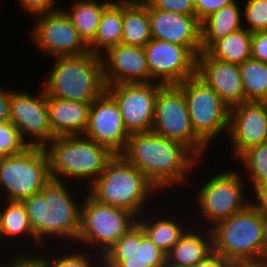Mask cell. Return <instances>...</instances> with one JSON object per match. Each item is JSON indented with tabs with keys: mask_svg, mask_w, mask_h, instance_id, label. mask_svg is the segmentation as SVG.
Wrapping results in <instances>:
<instances>
[{
	"mask_svg": "<svg viewBox=\"0 0 267 267\" xmlns=\"http://www.w3.org/2000/svg\"><path fill=\"white\" fill-rule=\"evenodd\" d=\"M212 252L210 229L190 225L166 254V267H193Z\"/></svg>",
	"mask_w": 267,
	"mask_h": 267,
	"instance_id": "cell-24",
	"label": "cell"
},
{
	"mask_svg": "<svg viewBox=\"0 0 267 267\" xmlns=\"http://www.w3.org/2000/svg\"><path fill=\"white\" fill-rule=\"evenodd\" d=\"M251 58L267 64V30L252 33Z\"/></svg>",
	"mask_w": 267,
	"mask_h": 267,
	"instance_id": "cell-39",
	"label": "cell"
},
{
	"mask_svg": "<svg viewBox=\"0 0 267 267\" xmlns=\"http://www.w3.org/2000/svg\"><path fill=\"white\" fill-rule=\"evenodd\" d=\"M236 0H194L195 16L202 23L208 16Z\"/></svg>",
	"mask_w": 267,
	"mask_h": 267,
	"instance_id": "cell-38",
	"label": "cell"
},
{
	"mask_svg": "<svg viewBox=\"0 0 267 267\" xmlns=\"http://www.w3.org/2000/svg\"><path fill=\"white\" fill-rule=\"evenodd\" d=\"M163 84L158 82L124 83L106 86L116 101L129 134L151 132L155 101Z\"/></svg>",
	"mask_w": 267,
	"mask_h": 267,
	"instance_id": "cell-14",
	"label": "cell"
},
{
	"mask_svg": "<svg viewBox=\"0 0 267 267\" xmlns=\"http://www.w3.org/2000/svg\"><path fill=\"white\" fill-rule=\"evenodd\" d=\"M19 252V267H50L47 258L40 252Z\"/></svg>",
	"mask_w": 267,
	"mask_h": 267,
	"instance_id": "cell-40",
	"label": "cell"
},
{
	"mask_svg": "<svg viewBox=\"0 0 267 267\" xmlns=\"http://www.w3.org/2000/svg\"><path fill=\"white\" fill-rule=\"evenodd\" d=\"M1 196H2V188H1V180H0V198L3 199V197H1ZM1 199H0V201H2Z\"/></svg>",
	"mask_w": 267,
	"mask_h": 267,
	"instance_id": "cell-46",
	"label": "cell"
},
{
	"mask_svg": "<svg viewBox=\"0 0 267 267\" xmlns=\"http://www.w3.org/2000/svg\"><path fill=\"white\" fill-rule=\"evenodd\" d=\"M25 90H11L10 121L29 147H45L56 136L49 123L47 96L42 87L36 96Z\"/></svg>",
	"mask_w": 267,
	"mask_h": 267,
	"instance_id": "cell-13",
	"label": "cell"
},
{
	"mask_svg": "<svg viewBox=\"0 0 267 267\" xmlns=\"http://www.w3.org/2000/svg\"><path fill=\"white\" fill-rule=\"evenodd\" d=\"M231 263L220 254L212 252L204 260L199 261L193 267H231Z\"/></svg>",
	"mask_w": 267,
	"mask_h": 267,
	"instance_id": "cell-43",
	"label": "cell"
},
{
	"mask_svg": "<svg viewBox=\"0 0 267 267\" xmlns=\"http://www.w3.org/2000/svg\"><path fill=\"white\" fill-rule=\"evenodd\" d=\"M151 7L159 10L195 15L194 0H145Z\"/></svg>",
	"mask_w": 267,
	"mask_h": 267,
	"instance_id": "cell-37",
	"label": "cell"
},
{
	"mask_svg": "<svg viewBox=\"0 0 267 267\" xmlns=\"http://www.w3.org/2000/svg\"><path fill=\"white\" fill-rule=\"evenodd\" d=\"M151 37L187 47L196 57L202 52L201 23L195 15L159 10L149 5Z\"/></svg>",
	"mask_w": 267,
	"mask_h": 267,
	"instance_id": "cell-19",
	"label": "cell"
},
{
	"mask_svg": "<svg viewBox=\"0 0 267 267\" xmlns=\"http://www.w3.org/2000/svg\"><path fill=\"white\" fill-rule=\"evenodd\" d=\"M252 33L245 28L216 40L205 52L212 58L240 65L251 58Z\"/></svg>",
	"mask_w": 267,
	"mask_h": 267,
	"instance_id": "cell-30",
	"label": "cell"
},
{
	"mask_svg": "<svg viewBox=\"0 0 267 267\" xmlns=\"http://www.w3.org/2000/svg\"><path fill=\"white\" fill-rule=\"evenodd\" d=\"M106 86L148 83L150 72L143 47L118 44L101 55Z\"/></svg>",
	"mask_w": 267,
	"mask_h": 267,
	"instance_id": "cell-20",
	"label": "cell"
},
{
	"mask_svg": "<svg viewBox=\"0 0 267 267\" xmlns=\"http://www.w3.org/2000/svg\"><path fill=\"white\" fill-rule=\"evenodd\" d=\"M209 229L213 251L231 264L263 261L267 250V217L251 203Z\"/></svg>",
	"mask_w": 267,
	"mask_h": 267,
	"instance_id": "cell-3",
	"label": "cell"
},
{
	"mask_svg": "<svg viewBox=\"0 0 267 267\" xmlns=\"http://www.w3.org/2000/svg\"><path fill=\"white\" fill-rule=\"evenodd\" d=\"M60 246L62 249H60ZM49 247L50 245L48 246V249L44 247L43 249L45 250H43V252L41 250L40 252L47 258L50 267H101V257L98 254L89 251L88 249L76 246L74 247V245L69 244L63 246L61 244L57 246V251L53 249L54 253L48 255L51 253L49 251L51 250ZM70 247L71 249H68ZM63 248L65 249L63 250Z\"/></svg>",
	"mask_w": 267,
	"mask_h": 267,
	"instance_id": "cell-32",
	"label": "cell"
},
{
	"mask_svg": "<svg viewBox=\"0 0 267 267\" xmlns=\"http://www.w3.org/2000/svg\"><path fill=\"white\" fill-rule=\"evenodd\" d=\"M69 185L68 182L51 179L40 193L22 201L26 207L34 235L43 247L49 243L48 241H50L49 244L56 243V245H59V242L64 243L63 245H68L69 242L70 245L76 243L84 196L80 197L77 194L76 197L73 194V192L75 193L74 188ZM78 197L81 200H78Z\"/></svg>",
	"mask_w": 267,
	"mask_h": 267,
	"instance_id": "cell-2",
	"label": "cell"
},
{
	"mask_svg": "<svg viewBox=\"0 0 267 267\" xmlns=\"http://www.w3.org/2000/svg\"><path fill=\"white\" fill-rule=\"evenodd\" d=\"M27 147L11 121L0 124V157L20 154Z\"/></svg>",
	"mask_w": 267,
	"mask_h": 267,
	"instance_id": "cell-35",
	"label": "cell"
},
{
	"mask_svg": "<svg viewBox=\"0 0 267 267\" xmlns=\"http://www.w3.org/2000/svg\"><path fill=\"white\" fill-rule=\"evenodd\" d=\"M183 91L192 128L209 147L222 133H228L230 108L197 75L177 84Z\"/></svg>",
	"mask_w": 267,
	"mask_h": 267,
	"instance_id": "cell-10",
	"label": "cell"
},
{
	"mask_svg": "<svg viewBox=\"0 0 267 267\" xmlns=\"http://www.w3.org/2000/svg\"><path fill=\"white\" fill-rule=\"evenodd\" d=\"M112 0H74L69 8L61 7L73 26L78 30L79 36L88 45L95 37L104 8Z\"/></svg>",
	"mask_w": 267,
	"mask_h": 267,
	"instance_id": "cell-29",
	"label": "cell"
},
{
	"mask_svg": "<svg viewBox=\"0 0 267 267\" xmlns=\"http://www.w3.org/2000/svg\"><path fill=\"white\" fill-rule=\"evenodd\" d=\"M263 261L267 263V250H266V254H265V256H264Z\"/></svg>",
	"mask_w": 267,
	"mask_h": 267,
	"instance_id": "cell-47",
	"label": "cell"
},
{
	"mask_svg": "<svg viewBox=\"0 0 267 267\" xmlns=\"http://www.w3.org/2000/svg\"><path fill=\"white\" fill-rule=\"evenodd\" d=\"M242 8L238 0L226 5L201 23L202 51H206L216 40L243 28Z\"/></svg>",
	"mask_w": 267,
	"mask_h": 267,
	"instance_id": "cell-27",
	"label": "cell"
},
{
	"mask_svg": "<svg viewBox=\"0 0 267 267\" xmlns=\"http://www.w3.org/2000/svg\"><path fill=\"white\" fill-rule=\"evenodd\" d=\"M86 190L97 201L130 211L137 218L150 209L148 201L152 196L156 193L160 196L145 175L120 154L108 161L101 175Z\"/></svg>",
	"mask_w": 267,
	"mask_h": 267,
	"instance_id": "cell-5",
	"label": "cell"
},
{
	"mask_svg": "<svg viewBox=\"0 0 267 267\" xmlns=\"http://www.w3.org/2000/svg\"><path fill=\"white\" fill-rule=\"evenodd\" d=\"M91 104L47 96L49 123L53 134L56 137L83 135L88 125Z\"/></svg>",
	"mask_w": 267,
	"mask_h": 267,
	"instance_id": "cell-23",
	"label": "cell"
},
{
	"mask_svg": "<svg viewBox=\"0 0 267 267\" xmlns=\"http://www.w3.org/2000/svg\"><path fill=\"white\" fill-rule=\"evenodd\" d=\"M237 160L242 163L248 173H245L244 176L242 173V177H246L245 181L249 182L246 183L247 187L251 185L252 190L249 192H253L260 184L267 182V142L248 148Z\"/></svg>",
	"mask_w": 267,
	"mask_h": 267,
	"instance_id": "cell-33",
	"label": "cell"
},
{
	"mask_svg": "<svg viewBox=\"0 0 267 267\" xmlns=\"http://www.w3.org/2000/svg\"><path fill=\"white\" fill-rule=\"evenodd\" d=\"M163 210L164 212H159V214H157V217L148 209L146 213L149 214L147 215L145 212H143L137 218V223L141 226L152 243L167 254L174 246V244L185 233V231L190 227L189 225H192V223L188 222V220L190 219H187V217H181V222L179 221L181 220V218L177 219L179 217H175V215L173 216V214L169 216L170 212L165 215L164 213L166 210L164 209V207ZM184 219L187 220V223H185L186 220Z\"/></svg>",
	"mask_w": 267,
	"mask_h": 267,
	"instance_id": "cell-25",
	"label": "cell"
},
{
	"mask_svg": "<svg viewBox=\"0 0 267 267\" xmlns=\"http://www.w3.org/2000/svg\"><path fill=\"white\" fill-rule=\"evenodd\" d=\"M120 155L139 169L160 194L167 193L170 187L180 194L176 185H185L189 173L201 161L182 143L153 132L130 134Z\"/></svg>",
	"mask_w": 267,
	"mask_h": 267,
	"instance_id": "cell-1",
	"label": "cell"
},
{
	"mask_svg": "<svg viewBox=\"0 0 267 267\" xmlns=\"http://www.w3.org/2000/svg\"><path fill=\"white\" fill-rule=\"evenodd\" d=\"M227 136L236 159L248 148L267 142V101H245L231 107Z\"/></svg>",
	"mask_w": 267,
	"mask_h": 267,
	"instance_id": "cell-17",
	"label": "cell"
},
{
	"mask_svg": "<svg viewBox=\"0 0 267 267\" xmlns=\"http://www.w3.org/2000/svg\"><path fill=\"white\" fill-rule=\"evenodd\" d=\"M118 44H122V0H112L101 14L97 33L88 49L101 56Z\"/></svg>",
	"mask_w": 267,
	"mask_h": 267,
	"instance_id": "cell-28",
	"label": "cell"
},
{
	"mask_svg": "<svg viewBox=\"0 0 267 267\" xmlns=\"http://www.w3.org/2000/svg\"><path fill=\"white\" fill-rule=\"evenodd\" d=\"M244 3V7L242 8L243 28L251 33L266 31L267 0H247Z\"/></svg>",
	"mask_w": 267,
	"mask_h": 267,
	"instance_id": "cell-34",
	"label": "cell"
},
{
	"mask_svg": "<svg viewBox=\"0 0 267 267\" xmlns=\"http://www.w3.org/2000/svg\"><path fill=\"white\" fill-rule=\"evenodd\" d=\"M44 148L49 158L51 179L68 183L81 181L87 188L115 155L85 135L55 137Z\"/></svg>",
	"mask_w": 267,
	"mask_h": 267,
	"instance_id": "cell-4",
	"label": "cell"
},
{
	"mask_svg": "<svg viewBox=\"0 0 267 267\" xmlns=\"http://www.w3.org/2000/svg\"><path fill=\"white\" fill-rule=\"evenodd\" d=\"M101 267H166V253L137 223L103 254Z\"/></svg>",
	"mask_w": 267,
	"mask_h": 267,
	"instance_id": "cell-16",
	"label": "cell"
},
{
	"mask_svg": "<svg viewBox=\"0 0 267 267\" xmlns=\"http://www.w3.org/2000/svg\"><path fill=\"white\" fill-rule=\"evenodd\" d=\"M240 170L242 169L239 171L231 168L230 170H219V173H214V176L211 175L210 178L208 176V179L201 182L202 184L198 186L199 190L194 194V197H197L194 200L197 203L194 207L197 206L198 209H193V212H198L195 213L196 215L201 216L193 215L192 212L194 218L190 219L196 220L194 222L192 220L193 225H197L198 222L197 226L205 225V228H210L215 223L244 210L250 204L251 198H248L250 192H247L250 188L246 187V181Z\"/></svg>",
	"mask_w": 267,
	"mask_h": 267,
	"instance_id": "cell-7",
	"label": "cell"
},
{
	"mask_svg": "<svg viewBox=\"0 0 267 267\" xmlns=\"http://www.w3.org/2000/svg\"><path fill=\"white\" fill-rule=\"evenodd\" d=\"M33 19L36 23L29 32L30 41L46 57L52 59L89 52L88 45L79 36L78 30L61 8L35 16Z\"/></svg>",
	"mask_w": 267,
	"mask_h": 267,
	"instance_id": "cell-12",
	"label": "cell"
},
{
	"mask_svg": "<svg viewBox=\"0 0 267 267\" xmlns=\"http://www.w3.org/2000/svg\"><path fill=\"white\" fill-rule=\"evenodd\" d=\"M143 48L150 82L177 85L196 75L197 57L187 47L152 38Z\"/></svg>",
	"mask_w": 267,
	"mask_h": 267,
	"instance_id": "cell-15",
	"label": "cell"
},
{
	"mask_svg": "<svg viewBox=\"0 0 267 267\" xmlns=\"http://www.w3.org/2000/svg\"><path fill=\"white\" fill-rule=\"evenodd\" d=\"M11 251H13L14 255L10 256L7 252H5V254L8 255V257H11V258L8 259V260H3L2 262H4V263H0V267H19V252L17 250H15V252H14V250H11Z\"/></svg>",
	"mask_w": 267,
	"mask_h": 267,
	"instance_id": "cell-44",
	"label": "cell"
},
{
	"mask_svg": "<svg viewBox=\"0 0 267 267\" xmlns=\"http://www.w3.org/2000/svg\"><path fill=\"white\" fill-rule=\"evenodd\" d=\"M3 200L23 201L41 192L51 180L44 147H27L22 153L0 157Z\"/></svg>",
	"mask_w": 267,
	"mask_h": 267,
	"instance_id": "cell-9",
	"label": "cell"
},
{
	"mask_svg": "<svg viewBox=\"0 0 267 267\" xmlns=\"http://www.w3.org/2000/svg\"><path fill=\"white\" fill-rule=\"evenodd\" d=\"M231 267H267V263L264 261L238 262V263H233Z\"/></svg>",
	"mask_w": 267,
	"mask_h": 267,
	"instance_id": "cell-45",
	"label": "cell"
},
{
	"mask_svg": "<svg viewBox=\"0 0 267 267\" xmlns=\"http://www.w3.org/2000/svg\"><path fill=\"white\" fill-rule=\"evenodd\" d=\"M251 194L250 203L265 217H267V182L256 187ZM254 194V195H253ZM253 195V198H252Z\"/></svg>",
	"mask_w": 267,
	"mask_h": 267,
	"instance_id": "cell-41",
	"label": "cell"
},
{
	"mask_svg": "<svg viewBox=\"0 0 267 267\" xmlns=\"http://www.w3.org/2000/svg\"><path fill=\"white\" fill-rule=\"evenodd\" d=\"M1 202L0 208L2 209H0V246L6 251V249L8 248L6 246L9 244L13 246V244L11 243H13L17 239V242L15 241V244L17 243L18 246L20 245V242H29V245L26 246L27 250L25 252H28L29 250L31 252H40L41 250H43L44 247L38 242L36 236L34 235L24 203L22 201L12 200H3ZM19 239L23 241H19ZM31 245H33L32 248L34 251L30 249Z\"/></svg>",
	"mask_w": 267,
	"mask_h": 267,
	"instance_id": "cell-22",
	"label": "cell"
},
{
	"mask_svg": "<svg viewBox=\"0 0 267 267\" xmlns=\"http://www.w3.org/2000/svg\"><path fill=\"white\" fill-rule=\"evenodd\" d=\"M85 192L75 246L102 257L123 234L137 224V217L125 209L101 203Z\"/></svg>",
	"mask_w": 267,
	"mask_h": 267,
	"instance_id": "cell-8",
	"label": "cell"
},
{
	"mask_svg": "<svg viewBox=\"0 0 267 267\" xmlns=\"http://www.w3.org/2000/svg\"><path fill=\"white\" fill-rule=\"evenodd\" d=\"M151 39L149 4L122 0V44L144 47Z\"/></svg>",
	"mask_w": 267,
	"mask_h": 267,
	"instance_id": "cell-26",
	"label": "cell"
},
{
	"mask_svg": "<svg viewBox=\"0 0 267 267\" xmlns=\"http://www.w3.org/2000/svg\"><path fill=\"white\" fill-rule=\"evenodd\" d=\"M83 135L106 146L113 154H120L124 150L130 134L124 126L116 101L106 91L92 102Z\"/></svg>",
	"mask_w": 267,
	"mask_h": 267,
	"instance_id": "cell-18",
	"label": "cell"
},
{
	"mask_svg": "<svg viewBox=\"0 0 267 267\" xmlns=\"http://www.w3.org/2000/svg\"><path fill=\"white\" fill-rule=\"evenodd\" d=\"M18 7L22 8L24 13L35 17L45 13L54 12L61 7L58 0H17Z\"/></svg>",
	"mask_w": 267,
	"mask_h": 267,
	"instance_id": "cell-36",
	"label": "cell"
},
{
	"mask_svg": "<svg viewBox=\"0 0 267 267\" xmlns=\"http://www.w3.org/2000/svg\"><path fill=\"white\" fill-rule=\"evenodd\" d=\"M52 59L54 65L41 86L46 96L92 103L106 91L101 56L89 51Z\"/></svg>",
	"mask_w": 267,
	"mask_h": 267,
	"instance_id": "cell-6",
	"label": "cell"
},
{
	"mask_svg": "<svg viewBox=\"0 0 267 267\" xmlns=\"http://www.w3.org/2000/svg\"><path fill=\"white\" fill-rule=\"evenodd\" d=\"M239 69L245 101H267V64L250 58Z\"/></svg>",
	"mask_w": 267,
	"mask_h": 267,
	"instance_id": "cell-31",
	"label": "cell"
},
{
	"mask_svg": "<svg viewBox=\"0 0 267 267\" xmlns=\"http://www.w3.org/2000/svg\"><path fill=\"white\" fill-rule=\"evenodd\" d=\"M196 75L231 108L245 102L239 65L210 57L202 51L197 57Z\"/></svg>",
	"mask_w": 267,
	"mask_h": 267,
	"instance_id": "cell-21",
	"label": "cell"
},
{
	"mask_svg": "<svg viewBox=\"0 0 267 267\" xmlns=\"http://www.w3.org/2000/svg\"><path fill=\"white\" fill-rule=\"evenodd\" d=\"M151 132L182 143L200 160L210 149L194 132L183 91L177 85L159 89Z\"/></svg>",
	"mask_w": 267,
	"mask_h": 267,
	"instance_id": "cell-11",
	"label": "cell"
},
{
	"mask_svg": "<svg viewBox=\"0 0 267 267\" xmlns=\"http://www.w3.org/2000/svg\"><path fill=\"white\" fill-rule=\"evenodd\" d=\"M0 85V124L10 121L11 89L2 88Z\"/></svg>",
	"mask_w": 267,
	"mask_h": 267,
	"instance_id": "cell-42",
	"label": "cell"
}]
</instances>
